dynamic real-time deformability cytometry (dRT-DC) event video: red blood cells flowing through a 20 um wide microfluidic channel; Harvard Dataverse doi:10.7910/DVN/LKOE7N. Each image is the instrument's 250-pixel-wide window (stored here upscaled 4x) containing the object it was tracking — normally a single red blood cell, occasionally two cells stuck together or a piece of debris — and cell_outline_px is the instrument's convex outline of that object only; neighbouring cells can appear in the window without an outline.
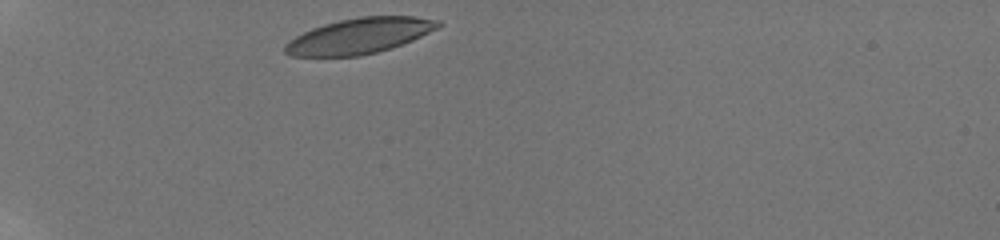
{"species": "human", "species_latin": "Homo sapiens", "temperature_condition": "room temperature", "stored_images_in_passage": 22, "camera_frame_rate_fps": 3000, "um_per_image_px": 0.085, "donor": {"sex": "male"}, "frame": {"image": 1, "passage_image": 1, "time_ms": 0.0, "image_size_px": [1000, 240], "cell_outline_px": [[444, 24], [412, 40], [392, 48], [360, 56], [292, 56], [284, 52], [284, 44], [288, 40], [312, 28], [324, 24], [340, 20], [360, 16], [416, 16], [440, 20]], "centroid_in_image_um": [30.55, 3.04], "position_along_channel_um": 54.5, "area_um2": 31.67}}
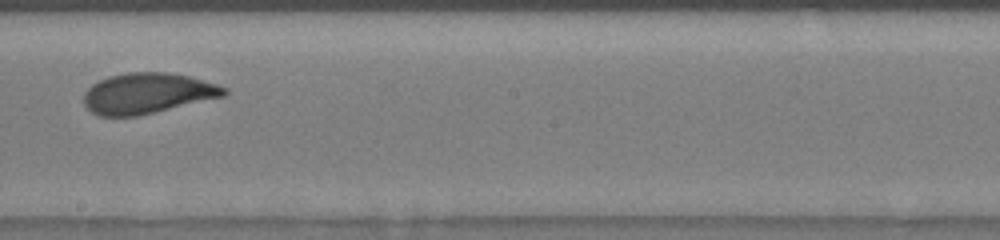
{"frame": {"image": 2, "passage_image": 12, "time_ms": 5.667, "image_size_px": [1000, 240], "cell_outline_px": [[228, 92], [224, 96], [140, 116], [96, 116], [84, 104], [84, 92], [92, 84], [108, 76], [128, 72], [168, 72], [188, 76], [216, 84], [228, 88]], "centroid_in_image_um": [12.52, 7.93], "position_along_channel_um": 235.7, "area_um2": 33.29}}
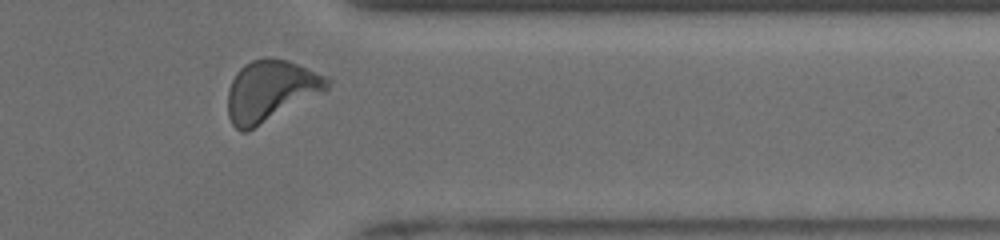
{"frame": {"image": 3, "passage_image": 20, "time_ms": 9.667, "image_size_px": [1000, 240], "cell_outline_px": [[332, 84], [324, 92], [248, 132], [240, 132], [232, 124], [228, 116], [228, 88], [236, 72], [244, 64], [252, 60], [264, 56], [288, 60], [324, 76], [332, 80]], "centroid_in_image_um": [22.98, 7.73], "position_along_channel_um": 388.4, "area_um2": 35.66}, "authors_computed_cell_mechanics": {"area_um2": 33.6396, "velocity_mm_per_s": 3.851, "shape_relaxation_time_tau1_ms": 3.016, "shape_relaxation_time_tau2_ms": 1.1061, "deformation_change_tau1": 0.1304, "deformation_change_tau2": 0.0627}}